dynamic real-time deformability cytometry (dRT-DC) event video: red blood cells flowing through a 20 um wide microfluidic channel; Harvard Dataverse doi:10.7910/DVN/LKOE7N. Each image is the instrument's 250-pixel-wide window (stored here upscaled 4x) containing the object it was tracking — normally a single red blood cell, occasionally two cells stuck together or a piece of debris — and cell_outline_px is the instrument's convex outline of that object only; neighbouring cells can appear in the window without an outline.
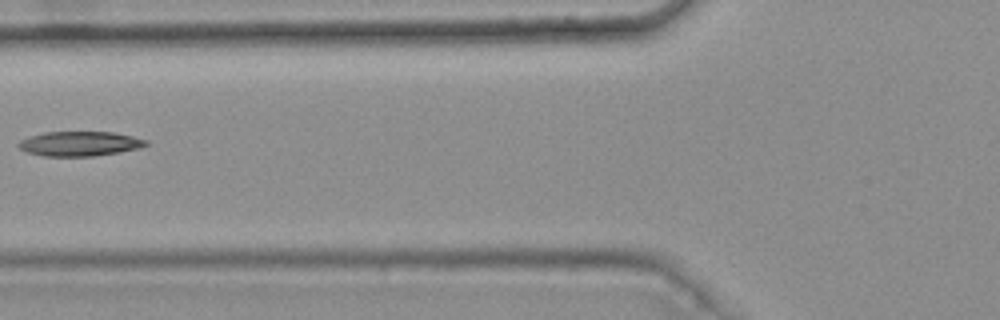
{"species": "common noctule bat (a hibernating species)", "species_latin": "Nyctalus noctula", "temperature_condition": "warm", "stored_images_in_passage": 4, "camera_frame_rate_fps": 3000, "um_per_image_px": 0.085, "animal": {"sex": "female", "body_mass_g": 25.1}, "frame": {"image": 1, "passage_image": 4, "time_ms": 1.0, "image_size_px": [1000, 320], "cell_outline_px": [[148, 144], [140, 148], [92, 156], [44, 156], [28, 152], [20, 148], [16, 144], [20, 140], [28, 136], [44, 132], [112, 132], [132, 136], [148, 140]], "centroid_in_image_um": [6.75, 12.2], "position_along_channel_um": 119.1, "area_um2": 18.21}}